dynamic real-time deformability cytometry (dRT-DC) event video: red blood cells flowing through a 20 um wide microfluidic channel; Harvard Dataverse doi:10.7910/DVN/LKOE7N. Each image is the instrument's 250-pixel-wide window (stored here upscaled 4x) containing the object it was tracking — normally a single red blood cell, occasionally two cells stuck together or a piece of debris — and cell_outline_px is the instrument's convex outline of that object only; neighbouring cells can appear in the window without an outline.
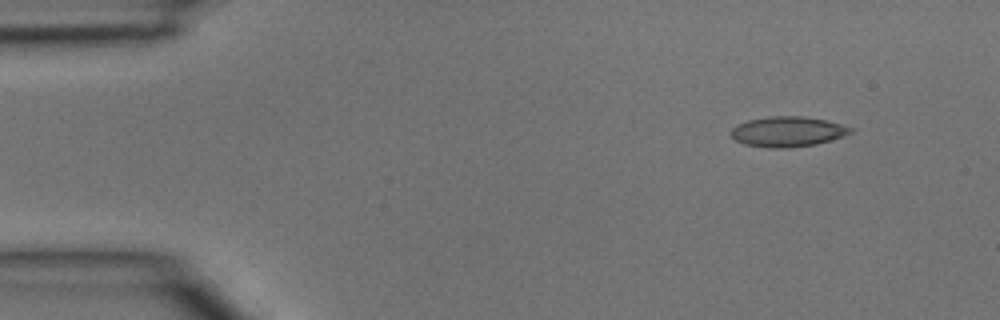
{"species": "common noctule bat (a hibernating species)", "species_latin": "Nyctalus noctula", "temperature_condition": "room temperature", "stored_images_in_passage": 2, "camera_frame_rate_fps": 3000, "um_per_image_px": 0.085, "animal": {"sex": "male", "body_mass_g": 15.6}, "frame": {"image": 1, "passage_image": 1, "time_ms": 0.0, "image_size_px": [1000, 320], "cell_outline_px": [[856, 132], [832, 140], [816, 144], [788, 148], [768, 148], [744, 144], [736, 140], [728, 132], [736, 124], [748, 120], [768, 116], [804, 116], [824, 120], [840, 124], [852, 128]], "centroid_in_image_um": [66.94, 11.19], "position_along_channel_um": 18.1, "area_um2": 21.27}}